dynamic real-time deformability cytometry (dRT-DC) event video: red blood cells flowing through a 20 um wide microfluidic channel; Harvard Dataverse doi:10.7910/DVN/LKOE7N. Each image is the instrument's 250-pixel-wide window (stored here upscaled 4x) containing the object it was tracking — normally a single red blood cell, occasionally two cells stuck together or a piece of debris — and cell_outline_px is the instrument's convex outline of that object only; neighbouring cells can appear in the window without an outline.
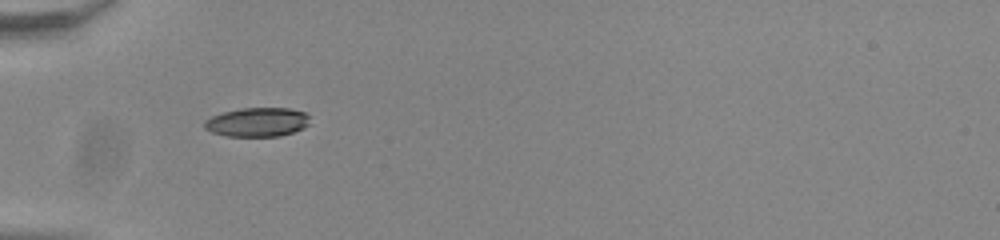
{"species": "common noctule bat (a hibernating species)", "species_latin": "Nyctalus noctula", "temperature_condition": "room temperature", "stored_images_in_passage": 25, "camera_frame_rate_fps": 3000, "um_per_image_px": 0.085, "animal": {"sex": "male", "body_mass_g": 20.0, "forearm_length_mm": 53.3}, "frame": {"image": 1, "passage_image": 1, "time_ms": 0.0, "image_size_px": [1000, 240], "cell_outline_px": [[300, 124], [296, 128], [288, 132], [264, 136], [248, 136], [220, 116], [232, 112], [260, 108], [272, 108], [300, 112]], "centroid_in_image_um": [22.43, 10.3], "position_along_channel_um": 62.6, "area_um2": 11.85}}
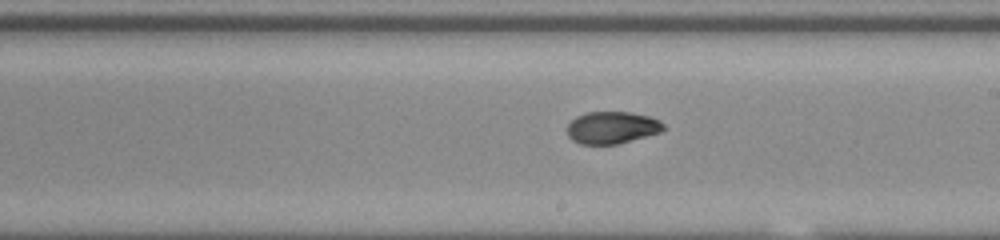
{"frame": {"image": 2, "passage_image": 15, "time_ms": 4.667, "image_size_px": [1000, 240], "cell_outline_px": [[660, 128], [652, 132], [620, 140], [584, 140], [588, 116], [636, 116], [652, 120]], "centroid_in_image_um": [52.5, 10.84], "position_along_channel_um": 236.5, "area_um2": 10.64}}
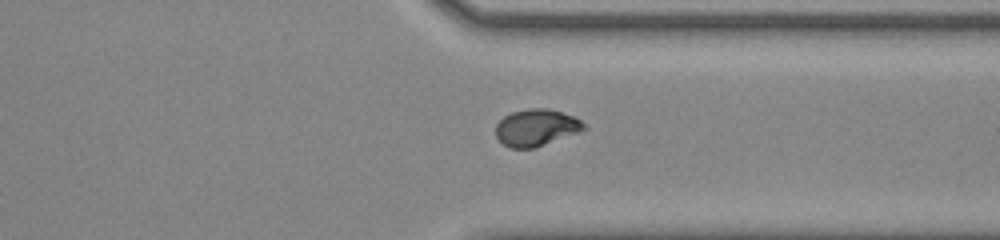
{"frame": {"image": 3, "passage_image": 25, "time_ms": 8.0, "image_size_px": [1000, 240], "cell_outline_px": [[580, 124], [572, 128], [536, 144], [508, 144], [500, 136], [500, 124], [504, 120], [520, 112], [556, 112], [576, 120]], "centroid_in_image_um": [45.44, 10.8], "position_along_channel_um": 366.0, "area_um2": 13.53}}